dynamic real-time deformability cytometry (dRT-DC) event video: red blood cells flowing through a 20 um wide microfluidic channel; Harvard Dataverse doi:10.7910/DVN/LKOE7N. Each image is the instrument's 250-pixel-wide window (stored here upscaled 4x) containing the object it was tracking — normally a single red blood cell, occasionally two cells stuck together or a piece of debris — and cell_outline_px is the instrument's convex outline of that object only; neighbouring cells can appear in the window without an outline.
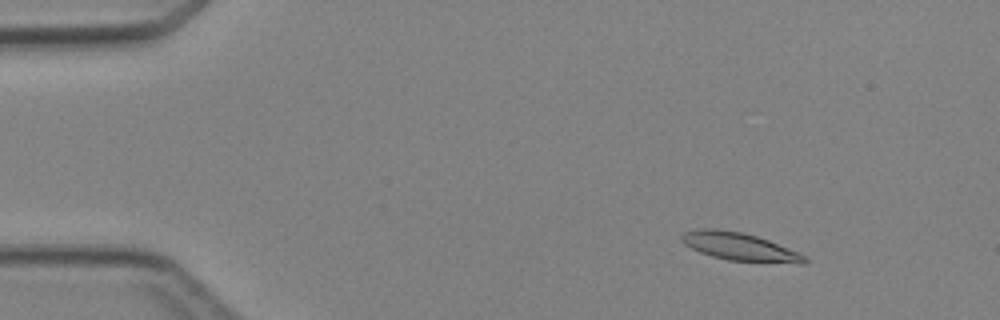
{"species": "Egyptian fruit bat (a non-hibernating species)", "species_latin": "Rousettus aegyptiacus", "temperature_condition": "cold", "stored_images_in_passage": 4, "camera_frame_rate_fps": 3000, "um_per_image_px": 0.085, "animal": {"sex": "female"}, "frame": {"image": 1, "passage_image": 2, "time_ms": 1.0, "image_size_px": [1000, 320], "cell_outline_px": [[808, 260], [804, 264], [800, 264], [728, 260], [712, 256], [700, 252], [684, 244], [680, 240], [680, 236], [684, 232], [704, 228], [716, 228], [740, 232], [756, 236], [768, 240], [796, 252], [804, 256]], "centroid_in_image_um": [62.83, 20.97], "position_along_channel_um": 22.2, "area_um2": 19.77}}